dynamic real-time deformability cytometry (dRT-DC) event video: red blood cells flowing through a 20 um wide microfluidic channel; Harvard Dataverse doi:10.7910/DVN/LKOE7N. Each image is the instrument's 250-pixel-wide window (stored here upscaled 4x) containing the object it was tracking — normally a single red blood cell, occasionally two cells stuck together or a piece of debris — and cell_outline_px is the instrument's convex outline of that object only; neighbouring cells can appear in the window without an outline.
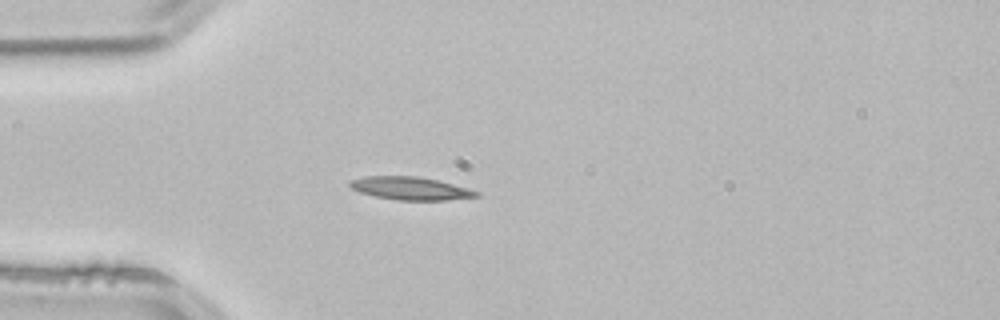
{"species": "common noctule bat (a hibernating species)", "species_latin": "Nyctalus noctula", "temperature_condition": "room temperature", "stored_images_in_passage": 3, "camera_frame_rate_fps": 3000, "um_per_image_px": 0.085, "animal": {"sex": "male", "body_mass_g": 21.5, "forearm_length_mm": 52.0}, "frame": {"image": 1, "passage_image": 3, "time_ms": 0.667, "image_size_px": [1000, 320], "cell_outline_px": [[480, 196], [444, 200], [400, 200], [376, 196], [360, 192], [352, 188], [348, 184], [352, 180], [364, 176], [416, 176], [436, 180], [468, 188], [480, 192]], "centroid_in_image_um": [34.9, 16.01], "position_along_channel_um": 50.1, "area_um2": 16.65}}